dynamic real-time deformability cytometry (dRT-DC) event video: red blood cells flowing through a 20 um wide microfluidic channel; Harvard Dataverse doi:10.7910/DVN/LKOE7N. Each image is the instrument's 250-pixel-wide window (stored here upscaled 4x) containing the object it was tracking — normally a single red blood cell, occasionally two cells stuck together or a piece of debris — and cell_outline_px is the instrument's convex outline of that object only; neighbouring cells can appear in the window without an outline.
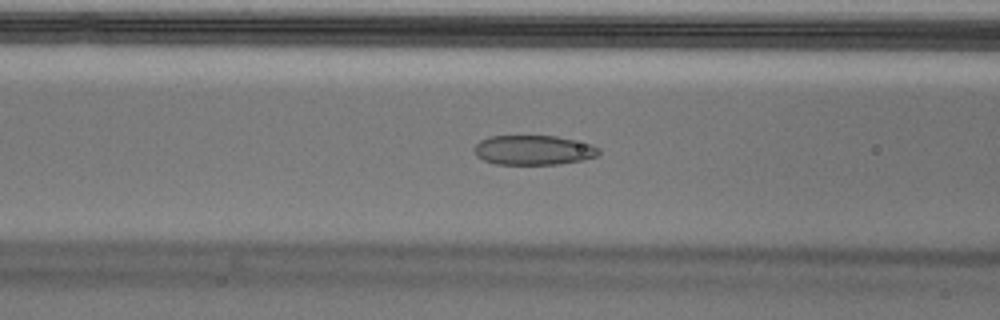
{"species": "Egyptian fruit bat (a non-hibernating species)", "species_latin": "Rousettus aegyptiacus", "temperature_condition": "cold", "stored_images_in_passage": 54, "camera_frame_rate_fps": 3000, "um_per_image_px": 0.085, "animal": {"sex": "male"}, "frame": {"image": 1, "passage_image": 21, "time_ms": 6.667, "image_size_px": [1000, 320], "cell_outline_px": [[600, 152], [596, 156], [580, 160], [560, 164], [496, 164], [484, 160], [476, 156], [472, 148], [480, 140], [488, 136], [556, 136], [592, 144], [600, 148]], "centroid_in_image_um": [45.31, 12.75], "position_along_channel_um": 121.3, "area_um2": 21.56}}
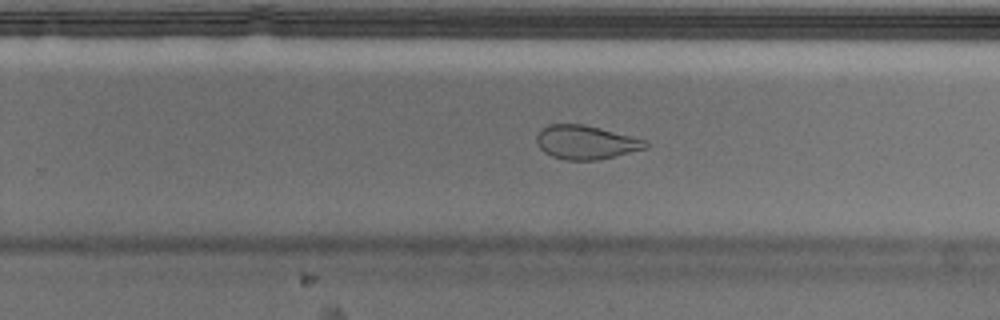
{"frame": {"image": 2, "passage_image": 34, "time_ms": 11.0, "image_size_px": [1000, 320], "cell_outline_px": [[648, 148], [616, 156], [596, 160], [564, 160], [552, 156], [544, 152], [536, 144], [536, 136], [548, 124], [584, 124], [648, 140]], "centroid_in_image_um": [49.82, 12.1], "position_along_channel_um": 280.0, "area_um2": 21.56}}
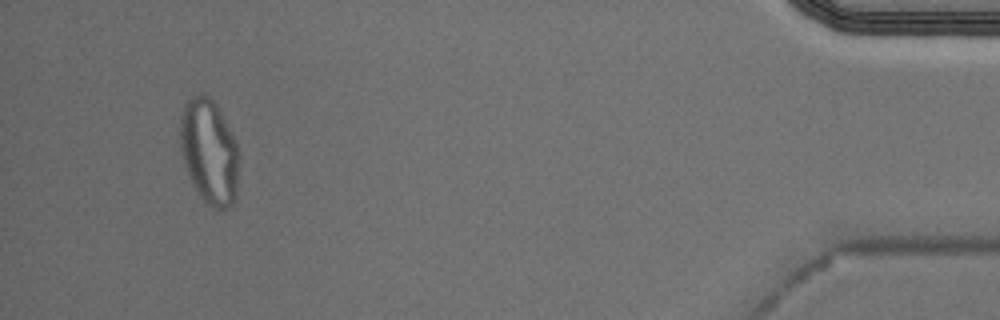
{"frame": {"image": 3, "passage_image": 51, "time_ms": 16.667, "image_size_px": [1000, 320], "cell_outline_px": [[236, 196], [232, 204], [224, 212], [212, 208], [204, 204], [192, 184], [184, 164], [180, 148], [180, 116], [184, 104], [192, 96], [200, 92], [204, 92], [216, 104], [232, 132], [236, 140]], "centroid_in_image_um": [17.74, 12.9], "position_along_channel_um": 417.5, "area_um2": 36.18}, "authors_computed_cell_mechanics": {"area_um2": 23.7558, "velocity_mm_per_s": 3.6644, "shape_relaxation_time_tau1_ms": null, "shape_relaxation_time_tau2_ms": 1.73, "deformation_change_tau1": null, "deformation_change_tau2": 0.0789}}